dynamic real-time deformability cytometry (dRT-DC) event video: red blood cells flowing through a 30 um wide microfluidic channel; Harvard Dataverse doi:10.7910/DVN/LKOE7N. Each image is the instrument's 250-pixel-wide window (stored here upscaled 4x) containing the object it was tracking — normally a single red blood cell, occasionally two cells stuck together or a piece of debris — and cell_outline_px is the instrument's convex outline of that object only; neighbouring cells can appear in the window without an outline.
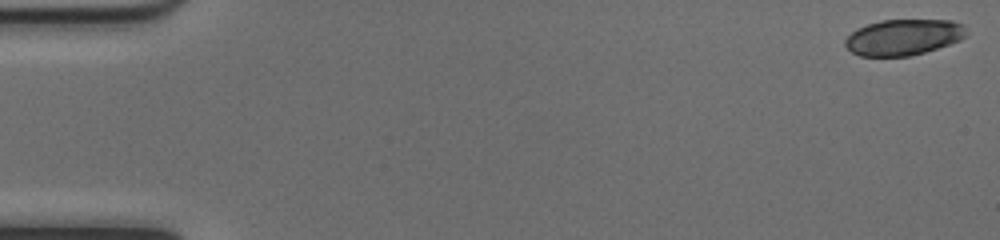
{"species": "common noctule bat (a hibernating species)", "species_latin": "Nyctalus noctula", "temperature_condition": "cold", "stored_images_in_passage": 51, "segment_of_instrument_passage": [1, 2], "camera_frame_rate_fps": 3000, "um_per_image_px": 0.085, "animal": {"sex": "female", "body_mass_g": 17.0, "forearm_length_mm": 48.0}, "frame": {"image": 1, "passage_image": 1, "time_ms": 0.0, "image_size_px": [1000, 240], "cell_outline_px": [[964, 36], [960, 40], [924, 52], [908, 56], [860, 56], [852, 52], [844, 44], [844, 40], [856, 28], [880, 20], [952, 20], [964, 24]], "centroid_in_image_um": [76.75, 3.15], "position_along_channel_um": 8.2, "area_um2": 25.2}}
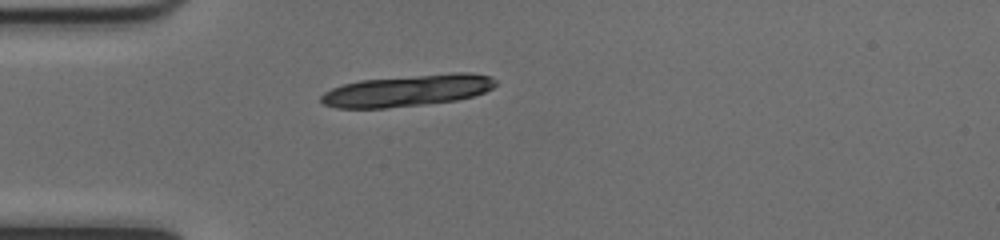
{"frame": {"image": 2, "passage_image": 15, "time_ms": 4.667, "image_size_px": [1000, 240], "cell_outline_px": [[496, 84], [492, 88], [484, 92], [472, 96], [456, 100], [424, 104], [384, 108], [336, 108], [324, 104], [320, 100], [320, 96], [324, 92], [332, 88], [344, 84], [360, 80], [452, 72], [468, 72], [488, 76], [496, 80]], "centroid_in_image_um": [34.62, 7.69], "position_along_channel_um": 50.4, "area_um2": 32.08}}